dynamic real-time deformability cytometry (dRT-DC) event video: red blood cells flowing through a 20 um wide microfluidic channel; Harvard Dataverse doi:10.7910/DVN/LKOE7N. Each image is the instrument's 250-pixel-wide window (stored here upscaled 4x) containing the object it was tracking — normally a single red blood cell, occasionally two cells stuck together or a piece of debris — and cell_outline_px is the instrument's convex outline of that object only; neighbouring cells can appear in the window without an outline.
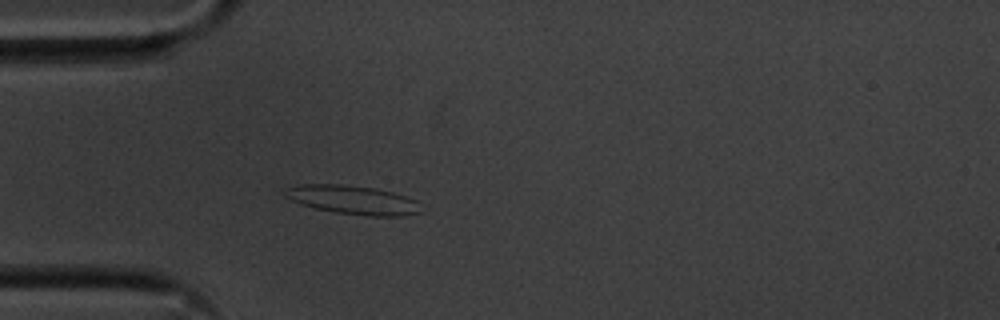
{"species": "common noctule bat (a hibernating species)", "species_latin": "Nyctalus noctula", "temperature_condition": "cold", "stored_images_in_passage": 41, "camera_frame_rate_fps": 3000, "um_per_image_px": 0.085, "animal": {"sex": "male", "body_mass_g": 20.1, "forearm_length_mm": 53.5}, "frame": {"image": 1, "passage_image": 1, "time_ms": 0.0, "image_size_px": [1000, 320], "cell_outline_px": [[424, 212], [400, 216], [368, 216], [336, 212], [316, 208], [300, 204], [284, 196], [284, 192], [288, 188], [300, 184], [340, 184], [376, 188], [392, 192], [416, 200]], "centroid_in_image_um": [30.02, 16.99], "position_along_channel_um": 55.0, "area_um2": 22.77}}
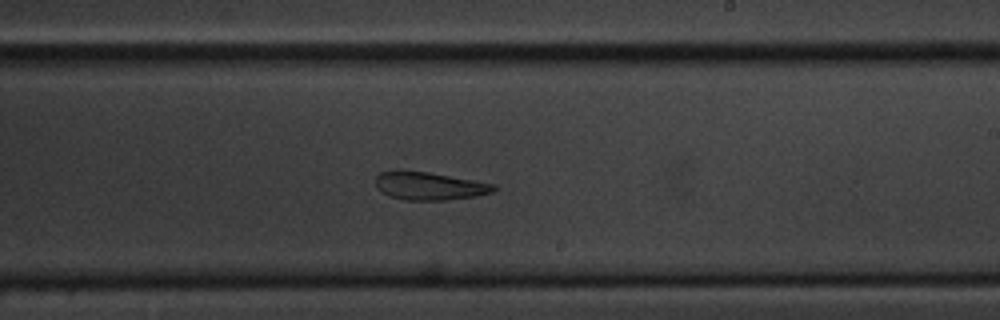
{"frame": {"image": 2, "passage_image": 18, "time_ms": 5.667, "image_size_px": [1000, 320], "cell_outline_px": [[496, 188], [492, 192], [476, 196], [444, 200], [404, 200], [388, 196], [376, 188], [376, 176], [380, 172], [396, 168], [428, 172], [496, 184]], "centroid_in_image_um": [36.42, 15.78], "position_along_channel_um": 252.6, "area_um2": 19.59}}
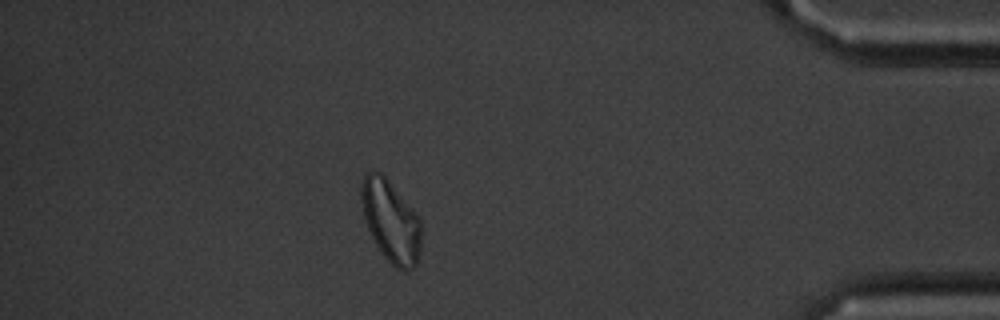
{"frame": {"image": 3, "passage_image": 34, "time_ms": 11.0, "image_size_px": [1000, 320], "cell_outline_px": [[420, 252], [416, 264], [412, 268], [404, 272], [396, 268], [384, 256], [376, 244], [368, 228], [364, 216], [360, 196], [360, 184], [364, 176], [368, 172], [380, 172], [388, 180], [420, 220]], "centroid_in_image_um": [33.2, 18.82], "position_along_channel_um": 402.0, "area_um2": 27.98}, "authors_computed_cell_mechanics": {"area_um2": 20.5768, "velocity_mm_per_s": 3.5862, "shape_relaxation_time_tau1_ms": null, "shape_relaxation_time_tau2_ms": 10.1065, "deformation_change_tau1": null, "deformation_change_tau2": 0.2438}}